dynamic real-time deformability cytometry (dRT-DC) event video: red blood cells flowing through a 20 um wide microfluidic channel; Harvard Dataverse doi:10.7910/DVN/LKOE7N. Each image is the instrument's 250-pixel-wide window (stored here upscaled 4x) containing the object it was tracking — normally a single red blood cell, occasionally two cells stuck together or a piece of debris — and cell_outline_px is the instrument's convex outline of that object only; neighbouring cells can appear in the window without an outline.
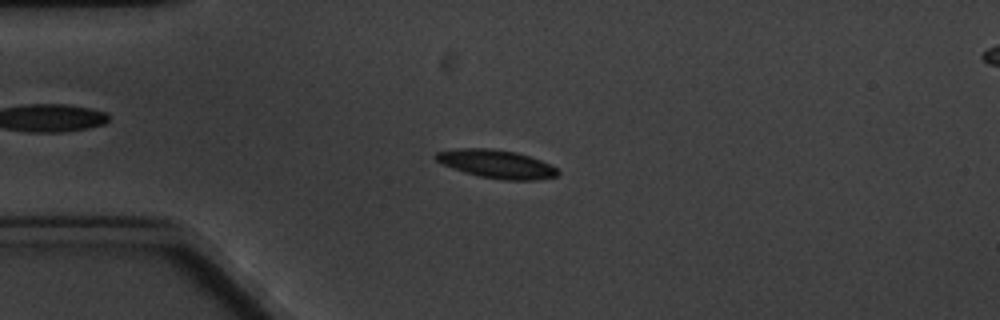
{"species": "common noctule bat (a hibernating species)", "species_latin": "Nyctalus noctula", "temperature_condition": "cold", "stored_images_in_passage": 5, "segment_of_instrument_passage": [1, 2], "camera_frame_rate_fps": 3000, "um_per_image_px": 0.085, "animal": {"sex": "male", "body_mass_g": 20.1, "forearm_length_mm": 53.5}, "frame": {"image": 1, "passage_image": 3, "time_ms": 2.333, "image_size_px": [1000, 320], "cell_outline_px": [[560, 172], [556, 176], [536, 180], [504, 180], [480, 176], [464, 172], [444, 164], [436, 160], [432, 156], [436, 152], [460, 148], [492, 148], [516, 152], [540, 160], [556, 168]], "centroid_in_image_um": [42.19, 13.93], "position_along_channel_um": 42.8, "area_um2": 19.94}}